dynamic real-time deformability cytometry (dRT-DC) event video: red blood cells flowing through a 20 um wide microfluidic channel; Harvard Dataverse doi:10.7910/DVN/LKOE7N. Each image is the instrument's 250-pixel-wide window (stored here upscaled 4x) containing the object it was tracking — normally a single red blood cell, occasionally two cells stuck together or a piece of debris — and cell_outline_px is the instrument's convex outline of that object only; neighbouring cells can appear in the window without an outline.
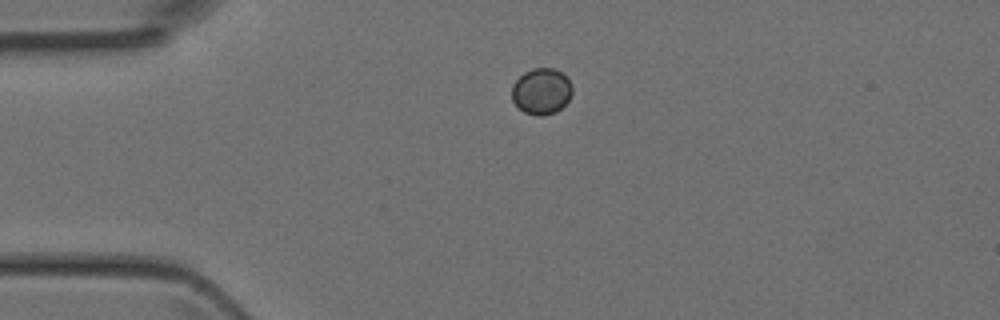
{"species": "Egyptian fruit bat (a non-hibernating species)", "species_latin": "Rousettus aegyptiacus", "temperature_condition": "room temperature", "stored_images_in_passage": 5, "camera_frame_rate_fps": 3000, "um_per_image_px": 0.085, "animal": {"sex": "female"}, "frame": {"image": 1, "passage_image": 5, "time_ms": 1.333, "image_size_px": [1000, 320], "cell_outline_px": [[572, 92], [568, 100], [556, 112], [540, 116], [536, 116], [524, 112], [512, 100], [512, 84], [524, 72], [532, 68], [552, 68], [560, 72], [572, 84]], "centroid_in_image_um": [46.0, 7.76], "position_along_channel_um": 39.0, "area_um2": 16.13}}